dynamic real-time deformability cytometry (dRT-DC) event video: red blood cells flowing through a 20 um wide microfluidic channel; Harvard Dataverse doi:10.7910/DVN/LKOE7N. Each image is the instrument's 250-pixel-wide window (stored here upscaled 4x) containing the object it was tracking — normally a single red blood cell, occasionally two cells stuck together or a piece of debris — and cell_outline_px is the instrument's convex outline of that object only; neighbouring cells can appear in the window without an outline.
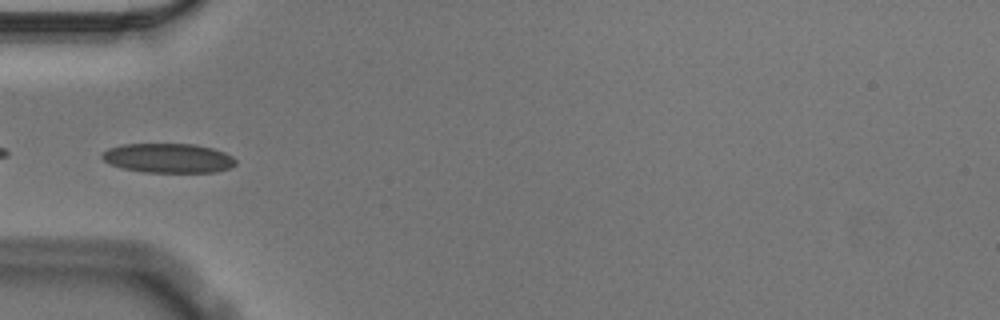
{"species": "Egyptian fruit bat (a non-hibernating species)", "species_latin": "Rousettus aegyptiacus", "temperature_condition": "cold", "stored_images_in_passage": 38, "camera_frame_rate_fps": 3000, "um_per_image_px": 0.085, "animal": {"sex": "male"}, "frame": {"image": 1, "passage_image": 1, "time_ms": 0.0, "image_size_px": [1000, 320], "cell_outline_px": [[236, 164], [228, 168], [216, 172], [144, 172], [120, 168], [104, 160], [100, 156], [100, 152], [108, 148], [124, 144], [196, 144], [212, 148], [224, 152], [232, 156], [236, 160]], "centroid_in_image_um": [14.28, 13.43], "position_along_channel_um": 70.7, "area_um2": 23.0}, "authors_computed_cell_mechanics": {"area_um2": 22.5709, "velocity_mm_per_s": 3.5436, "shape_relaxation_time_tau1_ms": 3.3396, "shape_relaxation_time_tau2_ms": 3.3427, "deformation_change_tau1": 0.075, "deformation_change_tau2": 0.081}}